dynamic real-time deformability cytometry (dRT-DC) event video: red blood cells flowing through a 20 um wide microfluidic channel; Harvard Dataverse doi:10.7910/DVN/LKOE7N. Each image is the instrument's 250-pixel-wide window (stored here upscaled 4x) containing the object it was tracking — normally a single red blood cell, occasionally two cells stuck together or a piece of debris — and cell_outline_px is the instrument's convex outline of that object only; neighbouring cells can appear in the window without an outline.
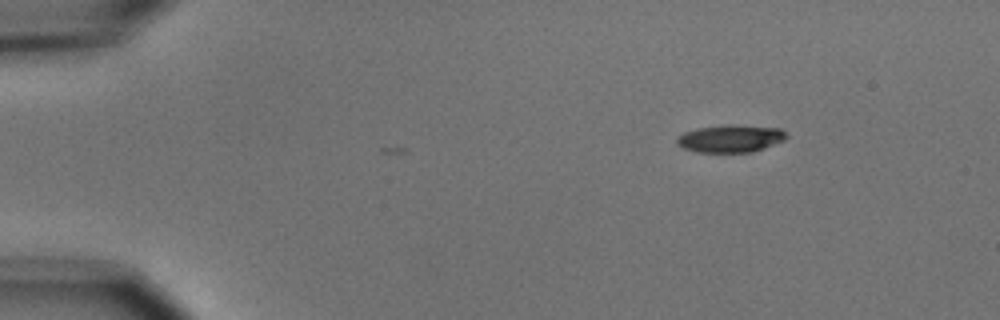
{"species": "common noctule bat (a hibernating species)", "species_latin": "Nyctalus noctula", "temperature_condition": "cold", "stored_images_in_passage": 4, "segment_of_instrument_passage": [1, 2], "camera_frame_rate_fps": 3000, "um_per_image_px": 0.085, "animal": {"sex": "male", "body_mass_g": 15.6}, "frame": {"image": 1, "passage_image": 1, "time_ms": 0.0, "image_size_px": [1000, 320], "cell_outline_px": [[788, 136], [784, 140], [764, 148], [752, 152], [696, 152], [684, 148], [676, 144], [676, 140], [684, 132], [696, 128], [732, 124], [780, 128]], "centroid_in_image_um": [62.09, 11.77], "position_along_channel_um": 22.9, "area_um2": 17.51}}